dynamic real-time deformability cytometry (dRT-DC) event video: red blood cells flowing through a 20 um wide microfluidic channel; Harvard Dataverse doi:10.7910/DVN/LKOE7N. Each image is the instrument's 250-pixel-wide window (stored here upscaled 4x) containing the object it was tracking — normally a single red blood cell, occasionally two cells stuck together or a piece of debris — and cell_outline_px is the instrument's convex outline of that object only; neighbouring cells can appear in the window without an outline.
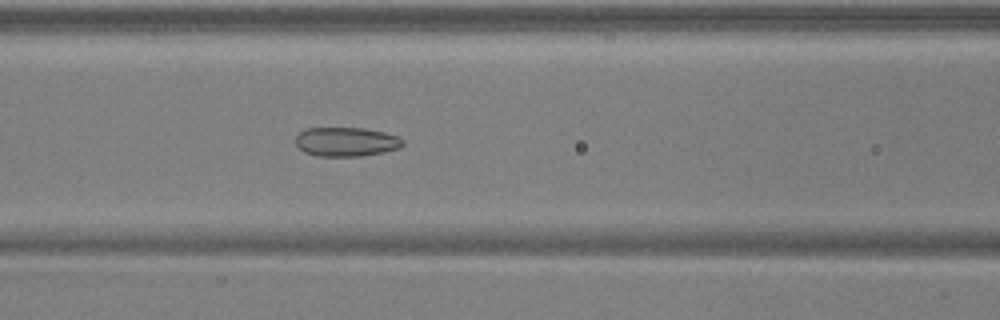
{"species": "common noctule bat (a hibernating species)", "species_latin": "Nyctalus noctula", "temperature_condition": "warm", "stored_images_in_passage": 44, "camera_frame_rate_fps": 3000, "um_per_image_px": 0.085, "animal": {"sex": "male", "body_mass_g": 17.9, "forearm_length_mm": 54.2}, "frame": {"image": 1, "passage_image": 15, "time_ms": 4.667, "image_size_px": [1000, 320], "cell_outline_px": [[404, 144], [400, 148], [384, 152], [360, 156], [316, 156], [304, 152], [296, 144], [296, 136], [300, 132], [308, 128], [364, 128], [384, 132], [400, 136], [404, 140]], "centroid_in_image_um": [29.47, 12.05], "position_along_channel_um": 137.1, "area_um2": 18.32}}
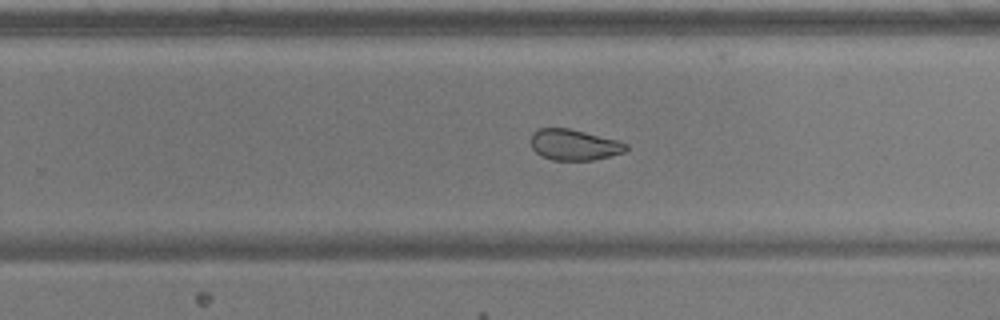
{"frame": {"image": 2, "passage_image": 26, "time_ms": 8.333, "image_size_px": [1000, 320], "cell_outline_px": [[628, 148], [624, 152], [592, 160], [552, 160], [536, 152], [532, 148], [532, 132], [536, 128], [568, 128], [620, 140], [628, 144]], "centroid_in_image_um": [48.82, 12.29], "position_along_channel_um": 281.0, "area_um2": 17.11}}
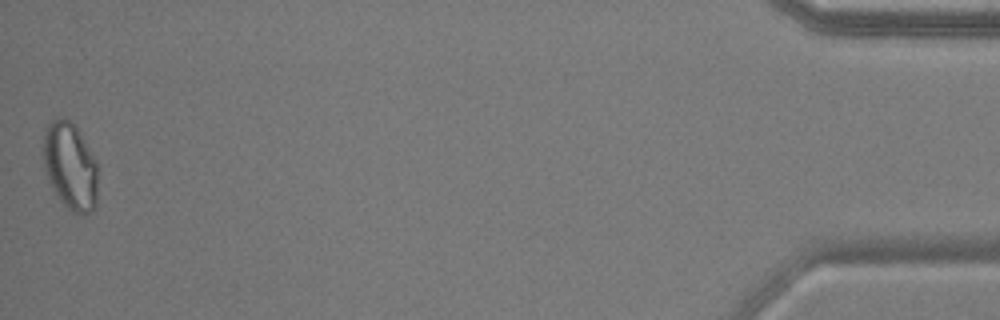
{"frame": {"image": 3, "passage_image": 44, "time_ms": 14.333, "image_size_px": [1000, 320], "cell_outline_px": [[96, 204], [92, 212], [84, 216], [72, 212], [60, 200], [52, 188], [44, 172], [44, 136], [48, 124], [56, 116], [64, 116], [76, 128], [96, 160]], "centroid_in_image_um": [5.95, 14.15], "position_along_channel_um": 429.2, "area_um2": 27.63}, "authors_computed_cell_mechanics": {"area_um2": 20.5768, "velocity_mm_per_s": 3.9333, "shape_relaxation_time_tau1_ms": null, "shape_relaxation_time_tau2_ms": 1.7841, "deformation_change_tau1": null, "deformation_change_tau2": 0.062}}